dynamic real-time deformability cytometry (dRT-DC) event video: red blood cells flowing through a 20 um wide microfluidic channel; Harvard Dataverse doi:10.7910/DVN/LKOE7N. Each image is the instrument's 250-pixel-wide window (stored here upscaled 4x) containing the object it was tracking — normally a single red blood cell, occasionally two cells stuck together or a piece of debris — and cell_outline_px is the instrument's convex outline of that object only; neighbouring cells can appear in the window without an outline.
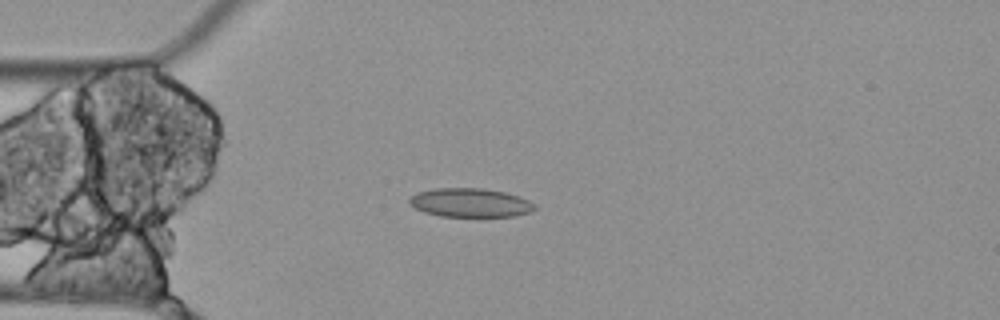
{"species": "Egyptian fruit bat (a non-hibernating species)", "species_latin": "Rousettus aegyptiacus", "temperature_condition": "cold", "stored_images_in_passage": 1, "camera_frame_rate_fps": 3000, "um_per_image_px": 0.085, "animal": {"sex": "female"}, "frame": {"image": 1, "passage_image": 1, "time_ms": 0.0, "image_size_px": [1000, 320], "cell_outline_px": [[536, 208], [532, 212], [516, 216], [440, 216], [424, 212], [408, 204], [408, 200], [416, 192], [432, 188], [484, 188], [504, 192], [520, 196], [536, 204]], "centroid_in_image_um": [39.98, 17.22], "position_along_channel_um": 45.0, "area_um2": 21.27}}